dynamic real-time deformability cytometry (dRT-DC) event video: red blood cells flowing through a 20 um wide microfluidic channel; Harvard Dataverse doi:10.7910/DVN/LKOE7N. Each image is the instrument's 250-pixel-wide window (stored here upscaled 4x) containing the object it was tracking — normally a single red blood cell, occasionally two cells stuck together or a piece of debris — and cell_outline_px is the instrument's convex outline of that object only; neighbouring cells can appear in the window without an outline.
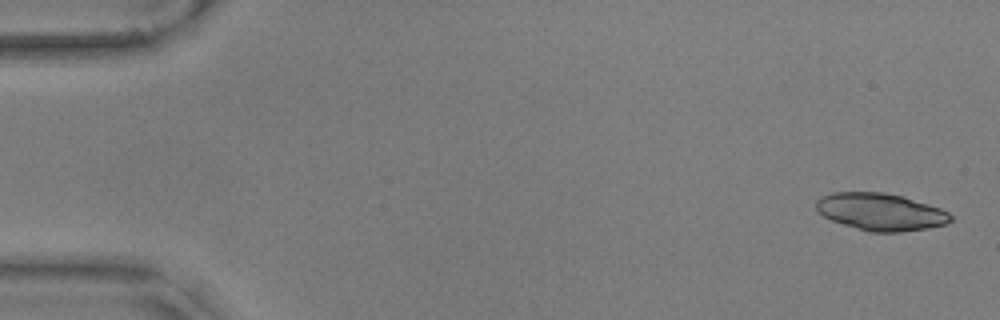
{"species": "common noctule bat (a hibernating species)", "species_latin": "Nyctalus noctula", "temperature_condition": "warm", "stored_images_in_passage": 56, "camera_frame_rate_fps": 3000, "um_per_image_px": 0.085, "animal": {"sex": "male", "body_mass_g": 17.9, "forearm_length_mm": 54.2}, "frame": {"image": 1, "passage_image": 2, "time_ms": 0.333, "image_size_px": [1000, 320], "cell_outline_px": [[952, 220], [948, 224], [928, 228], [900, 232], [868, 232], [832, 220], [824, 216], [816, 208], [816, 200], [820, 196], [832, 192], [884, 192], [904, 196], [940, 208], [948, 212], [952, 216]], "centroid_in_image_um": [74.87, 18.0], "position_along_channel_um": 10.1, "area_um2": 29.3}}
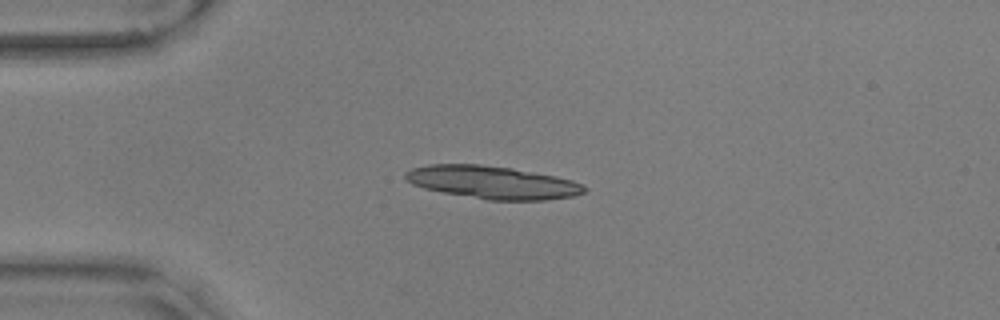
{"frame": {"image": 2, "passage_image": 14, "time_ms": 4.333, "image_size_px": [1000, 320], "cell_outline_px": [[588, 188], [584, 192], [572, 196], [544, 200], [488, 200], [444, 192], [424, 188], [412, 184], [404, 176], [404, 172], [412, 168], [428, 164], [480, 164], [512, 168], [556, 176], [572, 180], [584, 184]], "centroid_in_image_um": [41.87, 15.49], "position_along_channel_um": 43.1, "area_um2": 34.16}, "authors_computed_cell_mechanics": {"area_um2": 29.2468, "velocity_mm_per_s": 3.58, "shape_relaxation_time_tau1_ms": 1.483, "shape_relaxation_time_tau2_ms": 2.6683, "deformation_change_tau1": 0.2774, "deformation_change_tau2": 0.1116}}